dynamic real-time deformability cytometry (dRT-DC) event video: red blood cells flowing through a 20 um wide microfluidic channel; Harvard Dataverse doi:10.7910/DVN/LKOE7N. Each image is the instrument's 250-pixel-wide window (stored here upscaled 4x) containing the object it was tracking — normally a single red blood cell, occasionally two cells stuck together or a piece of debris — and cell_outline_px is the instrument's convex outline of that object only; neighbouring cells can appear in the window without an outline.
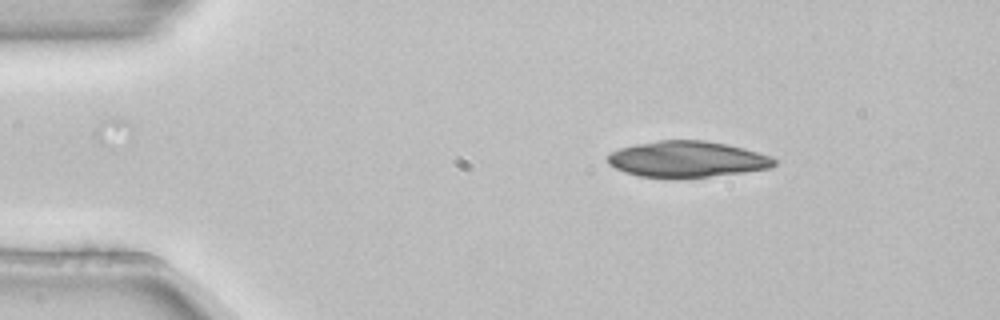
{"species": "common noctule bat (a hibernating species)", "species_latin": "Nyctalus noctula", "temperature_condition": "room temperature", "stored_images_in_passage": 3, "camera_frame_rate_fps": 3000, "um_per_image_px": 0.085, "animal": {"sex": "female", "body_mass_g": 22.7, "forearm_length_mm": 54.2}, "frame": {"image": 1, "passage_image": 2, "time_ms": 0.333, "image_size_px": [1000, 320], "cell_outline_px": [[776, 164], [772, 168], [744, 172], [676, 180], [640, 176], [624, 172], [608, 164], [608, 156], [612, 152], [620, 148], [636, 144], [660, 140], [704, 140], [728, 144], [744, 148], [772, 156], [776, 160]], "centroid_in_image_um": [58.43, 13.55], "position_along_channel_um": 26.6, "area_um2": 35.55}}